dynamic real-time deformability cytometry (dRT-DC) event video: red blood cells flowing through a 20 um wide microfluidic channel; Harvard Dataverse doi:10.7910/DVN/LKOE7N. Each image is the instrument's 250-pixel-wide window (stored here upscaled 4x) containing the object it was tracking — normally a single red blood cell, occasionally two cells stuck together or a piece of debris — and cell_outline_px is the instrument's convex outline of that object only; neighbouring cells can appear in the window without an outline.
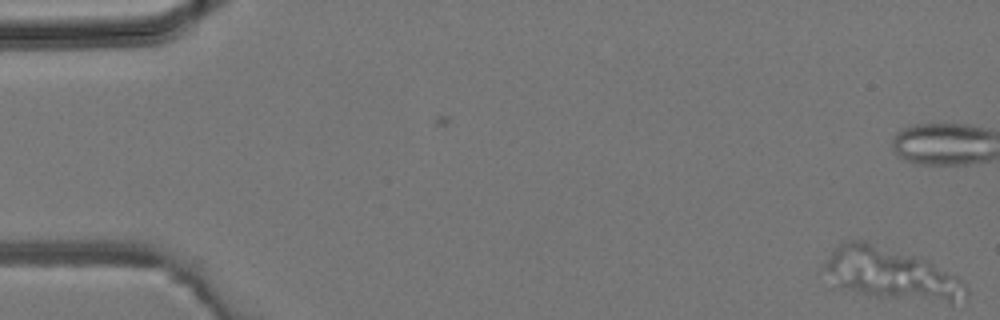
{"species": "common noctule bat (a hibernating species)", "species_latin": "Nyctalus noctula", "temperature_condition": "room temperature", "stored_images_in_passage": 5, "camera_frame_rate_fps": 3000, "um_per_image_px": 0.085, "animal": {"sex": "male", "body_mass_g": 19.2, "forearm_length_mm": 51.8}, "frame": {"image": 1, "passage_image": 5, "time_ms": 1.333, "image_size_px": [1000, 320], "cell_outline_px": [[968, 296], [952, 300], [948, 300], [872, 296], [840, 288], [824, 264], [832, 252], [840, 244], [852, 240], [868, 240], [932, 264], [956, 276], [968, 288]], "centroid_in_image_um": [75.69, 23.24], "position_along_channel_um": 9.3, "area_um2": 40.4}}